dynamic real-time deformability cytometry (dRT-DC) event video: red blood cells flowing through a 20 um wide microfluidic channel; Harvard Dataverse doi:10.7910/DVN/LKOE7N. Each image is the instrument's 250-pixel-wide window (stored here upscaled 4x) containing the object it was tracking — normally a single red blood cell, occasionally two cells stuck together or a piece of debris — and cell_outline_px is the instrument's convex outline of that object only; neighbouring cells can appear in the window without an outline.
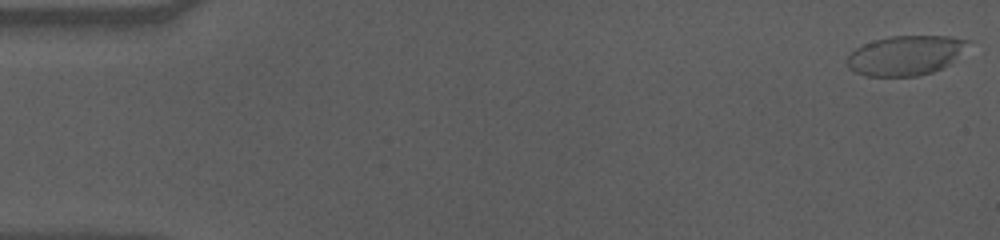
{"species": "human", "species_latin": "Homo sapiens", "temperature_condition": "cold", "stored_images_in_passage": 58, "camera_frame_rate_fps": 3000, "um_per_image_px": 0.085, "donor": {"sex": "male"}, "frame": {"image": 1, "passage_image": 1, "time_ms": 0.0, "image_size_px": [1000, 240], "cell_outline_px": [[972, 40], [948, 64], [932, 72], [916, 76], [868, 76], [856, 72], [848, 68], [848, 56], [856, 48], [864, 44], [876, 40], [892, 36], [952, 36]], "centroid_in_image_um": [76.96, 4.7], "position_along_channel_um": 8.0, "area_um2": 27.46}}
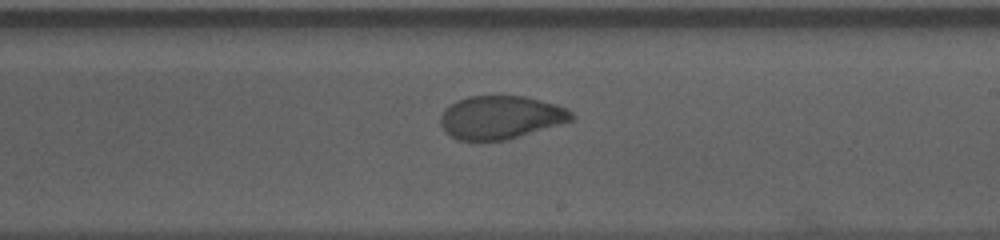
{"frame": {"image": 2, "passage_image": 34, "time_ms": 11.0, "image_size_px": [1000, 240], "cell_outline_px": [[576, 116], [572, 120], [508, 140], [456, 140], [444, 132], [440, 124], [440, 116], [444, 108], [456, 100], [468, 96], [524, 96], [556, 104], [568, 108]], "centroid_in_image_um": [42.52, 9.97], "position_along_channel_um": 246.5, "area_um2": 33.23}}
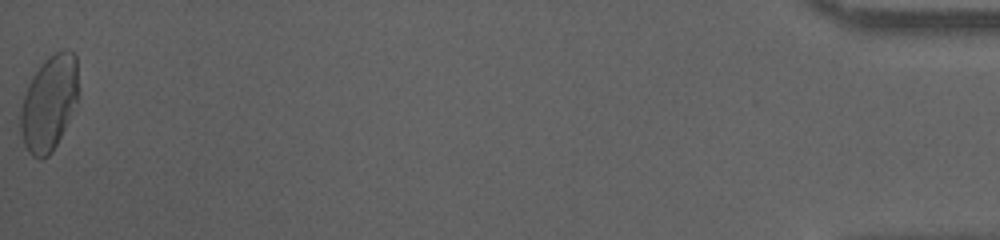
{"frame": {"image": 3, "passage_image": 58, "time_ms": 19.0, "image_size_px": [1000, 240], "cell_outline_px": [[76, 100], [64, 128], [52, 152], [48, 156], [40, 160], [32, 156], [28, 152], [24, 144], [20, 132], [20, 108], [28, 84], [32, 76], [40, 64], [48, 56], [56, 52], [68, 48], [76, 56]], "centroid_in_image_um": [4.12, 8.77], "position_along_channel_um": 431.1, "area_um2": 31.62}, "authors_computed_cell_mechanics": {"area_um2": 32.9171, "velocity_mm_per_s": 3.5371, "shape_relaxation_time_tau1_ms": 8.5564, "shape_relaxation_time_tau2_ms": 1.2165, "deformation_change_tau1": 0.2091, "deformation_change_tau2": 0.0562}}